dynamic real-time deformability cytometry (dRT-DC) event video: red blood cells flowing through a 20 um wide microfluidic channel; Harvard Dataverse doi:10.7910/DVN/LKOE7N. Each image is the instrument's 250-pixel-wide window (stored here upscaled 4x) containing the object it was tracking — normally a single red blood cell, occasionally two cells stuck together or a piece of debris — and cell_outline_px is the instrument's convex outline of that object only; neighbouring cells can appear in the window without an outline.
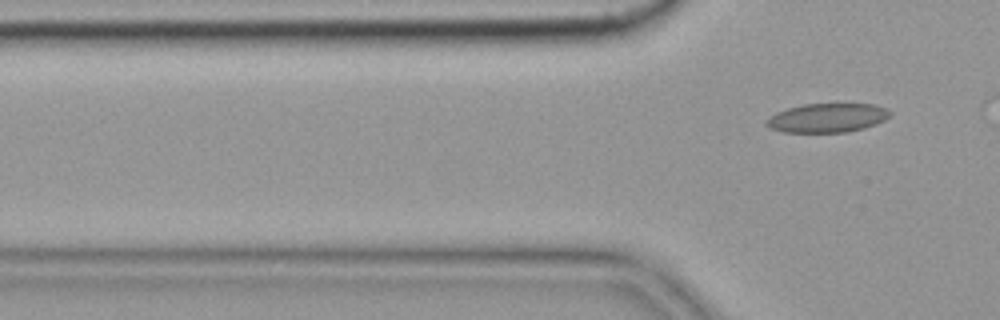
{"species": "common noctule bat (a hibernating species)", "species_latin": "Nyctalus noctula", "temperature_condition": "cold", "stored_images_in_passage": 7, "camera_frame_rate_fps": 3000, "um_per_image_px": 0.085, "animal": {"sex": "female", "body_mass_g": 19.9}, "frame": {"image": 1, "passage_image": 7, "time_ms": 2.0, "image_size_px": [1000, 320], "cell_outline_px": [[892, 112], [884, 120], [876, 124], [864, 128], [844, 132], [784, 132], [768, 128], [764, 124], [764, 120], [768, 116], [776, 112], [788, 108], [804, 104], [872, 104], [884, 108]], "centroid_in_image_um": [70.24, 10.02], "position_along_channel_um": 55.6, "area_um2": 20.92}}